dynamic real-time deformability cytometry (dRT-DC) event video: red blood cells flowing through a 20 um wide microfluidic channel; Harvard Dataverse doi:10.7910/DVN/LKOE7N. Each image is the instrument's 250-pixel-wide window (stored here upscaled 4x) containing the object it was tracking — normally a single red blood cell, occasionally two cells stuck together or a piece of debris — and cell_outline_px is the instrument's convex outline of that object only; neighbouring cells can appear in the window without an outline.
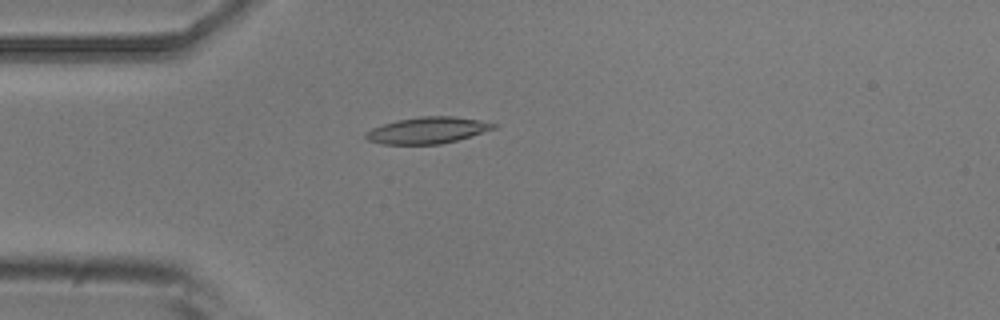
{"species": "common noctule bat (a hibernating species)", "species_latin": "Nyctalus noctula", "temperature_condition": "room temperature", "stored_images_in_passage": 24, "camera_frame_rate_fps": 3000, "um_per_image_px": 0.085, "animal": {"sex": "male", "body_mass_g": 20.5, "forearm_length_mm": 52.5}, "frame": {"image": 1, "passage_image": 3, "time_ms": 0.667, "image_size_px": [1000, 320], "cell_outline_px": [[500, 124], [496, 128], [472, 136], [440, 144], [384, 144], [368, 140], [364, 136], [364, 132], [372, 128], [396, 120], [420, 116], [452, 116], [480, 120]], "centroid_in_image_um": [36.36, 11.07], "position_along_channel_um": 48.6, "area_um2": 19.77}}
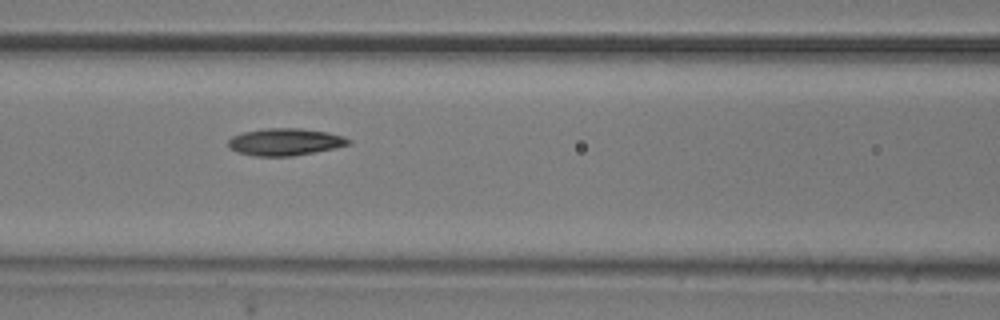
{"frame": {"image": 2, "passage_image": 11, "time_ms": 3.333, "image_size_px": [1000, 320], "cell_outline_px": [[352, 144], [336, 148], [292, 156], [256, 156], [236, 152], [228, 148], [228, 140], [232, 136], [244, 132], [264, 128], [300, 128], [328, 132], [344, 136], [352, 140]], "centroid_in_image_um": [24.25, 12.06], "position_along_channel_um": 142.4, "area_um2": 19.25}}
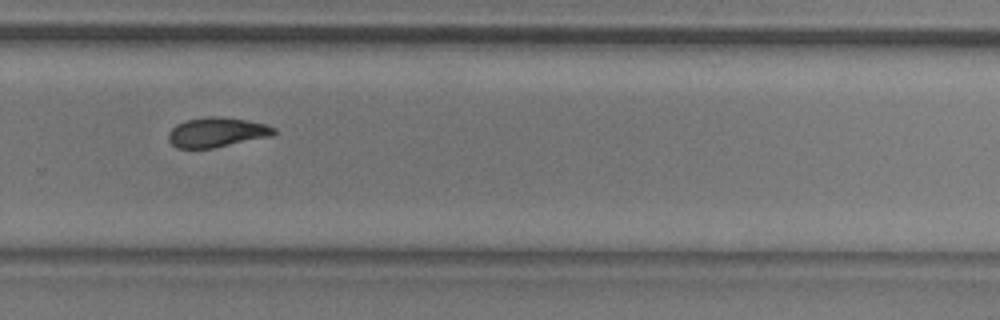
{"frame": {"image": 3, "passage_image": 24, "time_ms": 7.667, "image_size_px": [1000, 320], "cell_outline_px": [[276, 132], [272, 136], [212, 148], [176, 148], [168, 140], [168, 132], [176, 124], [188, 120], [208, 116], [216, 116], [244, 120], [264, 124], [276, 128]], "centroid_in_image_um": [18.4, 11.25], "position_along_channel_um": 311.4, "area_um2": 18.09}}